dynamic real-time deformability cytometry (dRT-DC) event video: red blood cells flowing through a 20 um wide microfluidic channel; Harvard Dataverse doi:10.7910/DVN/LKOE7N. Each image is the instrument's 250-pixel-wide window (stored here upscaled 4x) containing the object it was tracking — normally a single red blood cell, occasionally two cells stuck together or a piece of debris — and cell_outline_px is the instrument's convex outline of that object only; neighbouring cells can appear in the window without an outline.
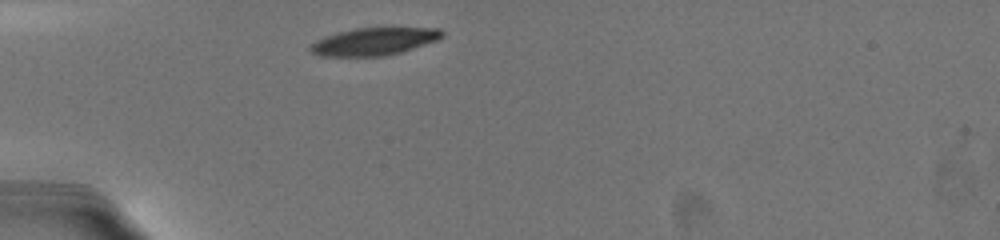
{"species": "common noctule bat (a hibernating species)", "species_latin": "Nyctalus noctula", "temperature_condition": "warm", "stored_images_in_passage": 6, "camera_frame_rate_fps": 3000, "um_per_image_px": 0.085, "animal": {"sex": "female", "body_mass_g": 19.5, "forearm_length_mm": 54.1}, "frame": {"image": 1, "passage_image": 1, "time_ms": 0.0, "image_size_px": [1000, 240], "cell_outline_px": [[444, 36], [436, 40], [400, 52], [384, 56], [320, 56], [312, 52], [308, 48], [316, 40], [324, 36], [356, 28], [440, 28], [444, 32]], "centroid_in_image_um": [31.78, 3.52], "position_along_channel_um": 53.2, "area_um2": 20.87}}
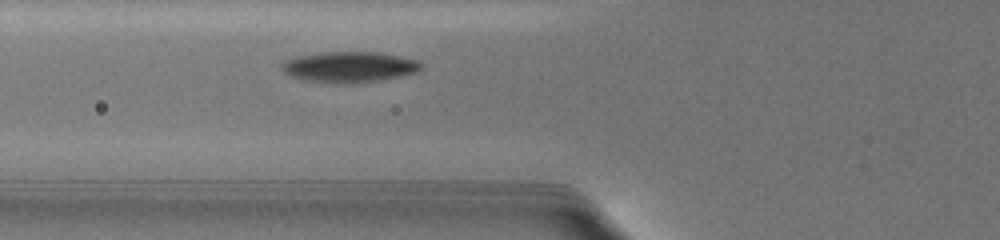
{"frame": {"image": 2, "passage_image": 3, "time_ms": 1.667, "image_size_px": [1000, 240], "cell_outline_px": [[424, 64], [416, 72], [380, 80], [352, 84], [340, 84], [308, 80], [292, 76], [284, 72], [280, 68], [280, 64], [284, 60], [296, 56], [324, 52], [376, 52], [416, 60]], "centroid_in_image_um": [29.64, 5.69], "position_along_channel_um": 96.2, "area_um2": 24.8}}
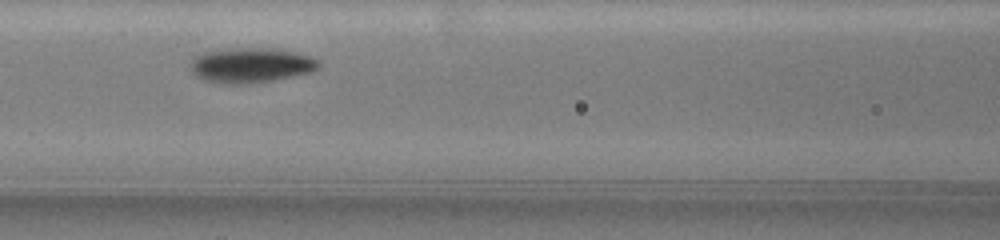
{"frame": {"image": 3, "passage_image": 5, "time_ms": 3.0, "image_size_px": [1000, 240], "cell_outline_px": [[320, 64], [312, 72], [272, 80], [244, 84], [228, 84], [204, 80], [196, 76], [192, 72], [192, 60], [196, 56], [204, 52], [240, 48], [260, 48], [292, 52], [308, 56], [320, 60]], "centroid_in_image_um": [21.32, 5.56], "position_along_channel_um": 145.3, "area_um2": 25.49}}